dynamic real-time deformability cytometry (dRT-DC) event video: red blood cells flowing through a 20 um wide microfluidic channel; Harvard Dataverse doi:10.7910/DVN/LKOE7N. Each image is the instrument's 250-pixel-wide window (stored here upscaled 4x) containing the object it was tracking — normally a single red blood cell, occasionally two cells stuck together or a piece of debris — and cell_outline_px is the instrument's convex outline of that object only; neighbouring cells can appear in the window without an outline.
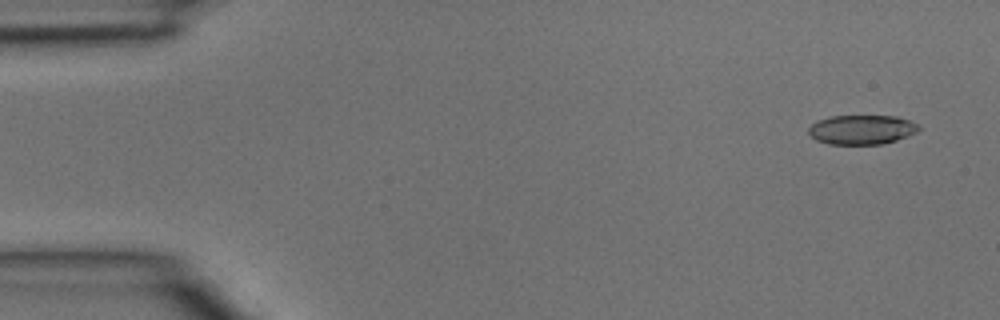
{"species": "common noctule bat (a hibernating species)", "species_latin": "Nyctalus noctula", "temperature_condition": "room temperature", "stored_images_in_passage": 39, "camera_frame_rate_fps": 3000, "um_per_image_px": 0.085, "animal": {"sex": "male", "body_mass_g": 15.6}, "frame": {"image": 1, "passage_image": 1, "time_ms": 0.0, "image_size_px": [1000, 320], "cell_outline_px": [[920, 128], [916, 132], [908, 136], [896, 140], [880, 144], [828, 144], [816, 140], [808, 132], [808, 128], [816, 120], [828, 116], [896, 116], [920, 124]], "centroid_in_image_um": [73.24, 11.01], "position_along_channel_um": 11.8, "area_um2": 18.96}}
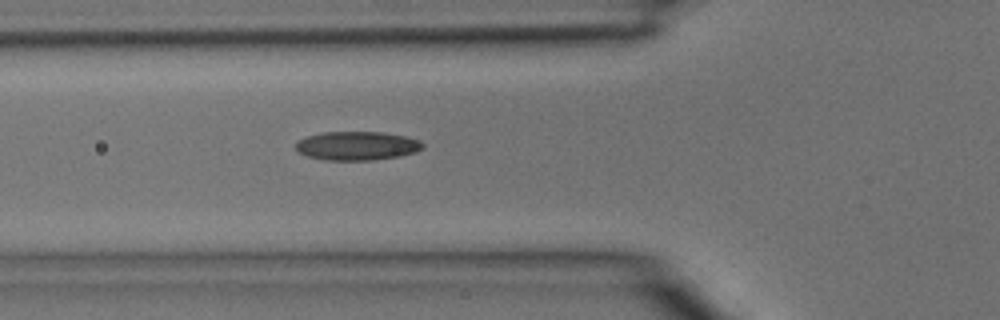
{"frame": {"image": 2, "passage_image": 13, "time_ms": 4.0, "image_size_px": [1000, 320], "cell_outline_px": [[424, 148], [416, 152], [400, 156], [372, 160], [324, 160], [308, 156], [300, 152], [296, 148], [296, 140], [320, 132], [384, 132], [404, 136], [420, 140], [424, 144]], "centroid_in_image_um": [30.36, 12.39], "position_along_channel_um": 95.4, "area_um2": 21.39}}
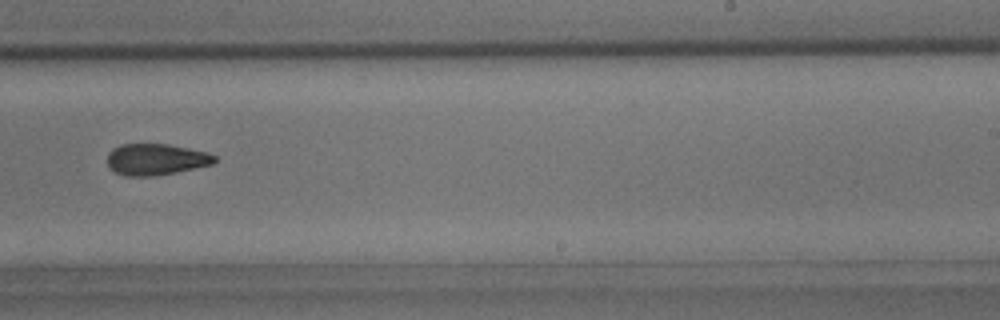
{"frame": {"image": 3, "passage_image": 24, "time_ms": 7.667, "image_size_px": [1000, 320], "cell_outline_px": [[216, 160], [212, 164], [176, 172], [152, 176], [124, 176], [112, 172], [108, 168], [108, 152], [112, 148], [120, 144], [168, 144], [188, 148], [204, 152], [216, 156]], "centroid_in_image_um": [13.18, 13.55], "position_along_channel_um": 275.8, "area_um2": 19.65}}